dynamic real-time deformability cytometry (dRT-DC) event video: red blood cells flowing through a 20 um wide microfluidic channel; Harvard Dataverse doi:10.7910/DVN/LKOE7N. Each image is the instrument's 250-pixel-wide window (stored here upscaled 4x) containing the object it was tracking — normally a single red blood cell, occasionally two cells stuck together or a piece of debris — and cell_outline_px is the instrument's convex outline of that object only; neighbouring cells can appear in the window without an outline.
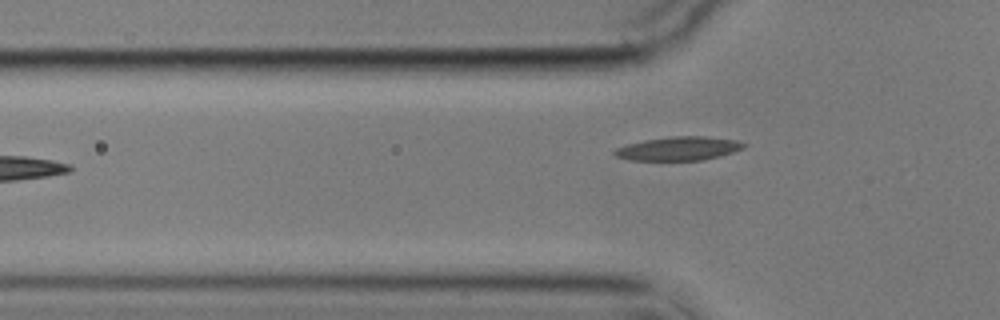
{"species": "common noctule bat (a hibernating species)", "species_latin": "Nyctalus noctula", "temperature_condition": "cold", "stored_images_in_passage": 6, "camera_frame_rate_fps": 3000, "um_per_image_px": 0.085, "animal": {"sex": "male", "body_mass_g": 17.9}, "frame": {"image": 1, "passage_image": 6, "time_ms": 6.0, "image_size_px": [1000, 320], "cell_outline_px": [[748, 144], [744, 148], [720, 156], [704, 160], [628, 160], [616, 156], [612, 152], [616, 148], [628, 144], [644, 140], [672, 136], [708, 136], [736, 140]], "centroid_in_image_um": [57.71, 12.62], "position_along_channel_um": 68.1, "area_um2": 17.92}}